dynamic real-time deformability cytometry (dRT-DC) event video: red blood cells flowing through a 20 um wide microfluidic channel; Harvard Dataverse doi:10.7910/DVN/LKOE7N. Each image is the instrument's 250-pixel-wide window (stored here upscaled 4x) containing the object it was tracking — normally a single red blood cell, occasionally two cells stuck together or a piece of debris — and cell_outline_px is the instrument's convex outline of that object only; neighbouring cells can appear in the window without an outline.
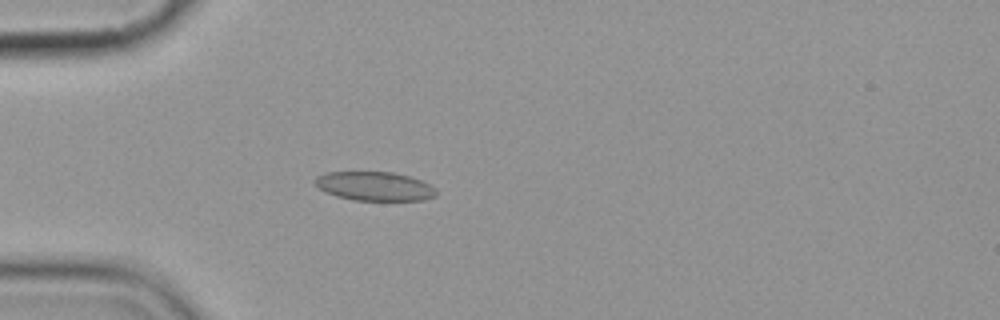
{"species": "common noctule bat (a hibernating species)", "species_latin": "Nyctalus noctula", "temperature_condition": "cold", "stored_images_in_passage": 5, "camera_frame_rate_fps": 3000, "um_per_image_px": 0.085, "animal": {"sex": "female", "body_mass_g": 19.9}, "frame": {"image": 1, "passage_image": 4, "time_ms": 3.667, "image_size_px": [1000, 320], "cell_outline_px": [[436, 196], [424, 200], [352, 200], [336, 196], [324, 192], [312, 184], [312, 180], [316, 176], [328, 172], [392, 172], [408, 176], [420, 180], [436, 188]], "centroid_in_image_um": [31.77, 15.83], "position_along_channel_um": 53.2, "area_um2": 20.63}}